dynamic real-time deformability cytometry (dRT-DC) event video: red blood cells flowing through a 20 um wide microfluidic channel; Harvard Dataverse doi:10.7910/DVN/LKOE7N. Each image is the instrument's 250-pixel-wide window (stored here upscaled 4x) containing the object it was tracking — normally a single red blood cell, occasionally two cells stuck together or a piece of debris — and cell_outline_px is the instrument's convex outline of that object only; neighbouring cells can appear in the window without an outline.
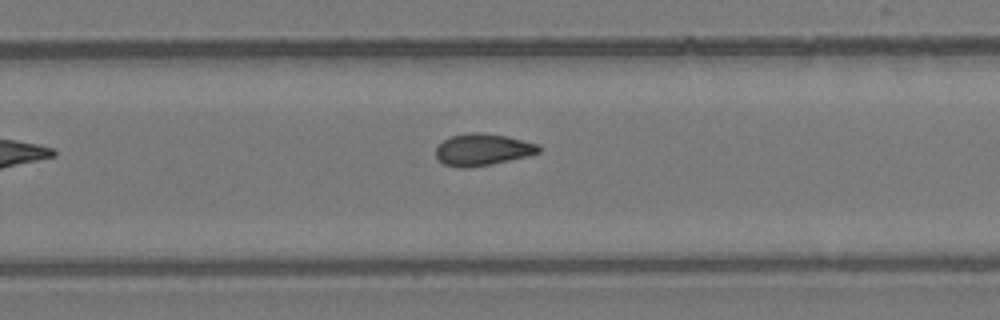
{"species": "common noctule bat (a hibernating species)", "species_latin": "Nyctalus noctula", "temperature_condition": "room temperature", "stored_images_in_passage": 7, "camera_frame_rate_fps": 3000, "um_per_image_px": 0.085, "animal": {"sex": "female", "body_mass_g": 24.6, "forearm_length_mm": 56.2}, "frame": {"image": 1, "passage_image": 7, "time_ms": 2.0, "image_size_px": [1000, 320], "cell_outline_px": [[540, 152], [528, 156], [492, 164], [468, 168], [460, 168], [444, 164], [436, 156], [436, 148], [444, 140], [452, 136], [468, 132], [480, 132], [508, 136], [540, 144]], "centroid_in_image_um": [41.05, 12.71], "position_along_channel_um": 288.7, "area_um2": 19.19}}